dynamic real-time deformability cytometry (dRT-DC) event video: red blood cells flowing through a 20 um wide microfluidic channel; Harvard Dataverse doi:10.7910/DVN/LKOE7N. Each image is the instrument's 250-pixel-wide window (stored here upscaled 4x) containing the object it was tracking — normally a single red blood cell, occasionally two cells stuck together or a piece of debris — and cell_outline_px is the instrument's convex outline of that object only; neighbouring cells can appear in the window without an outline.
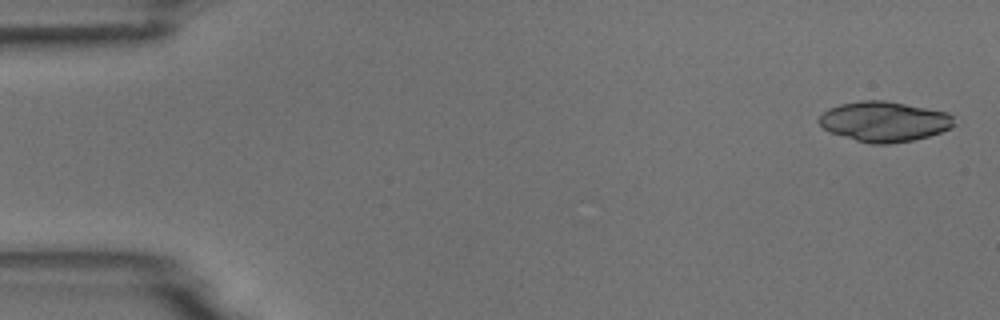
{"species": "common noctule bat (a hibernating species)", "species_latin": "Nyctalus noctula", "temperature_condition": "room temperature", "stored_images_in_passage": 5, "camera_frame_rate_fps": 3000, "um_per_image_px": 0.085, "animal": {"sex": "male", "body_mass_g": 18.8}, "frame": {"image": 1, "passage_image": 1, "time_ms": 0.0, "image_size_px": [1000, 320], "cell_outline_px": [[956, 124], [952, 128], [928, 136], [912, 140], [888, 144], [872, 144], [856, 140], [828, 132], [816, 120], [828, 108], [840, 104], [860, 100], [884, 100], [948, 112], [952, 116]], "centroid_in_image_um": [75.15, 10.33], "position_along_channel_um": 9.9, "area_um2": 31.67}}